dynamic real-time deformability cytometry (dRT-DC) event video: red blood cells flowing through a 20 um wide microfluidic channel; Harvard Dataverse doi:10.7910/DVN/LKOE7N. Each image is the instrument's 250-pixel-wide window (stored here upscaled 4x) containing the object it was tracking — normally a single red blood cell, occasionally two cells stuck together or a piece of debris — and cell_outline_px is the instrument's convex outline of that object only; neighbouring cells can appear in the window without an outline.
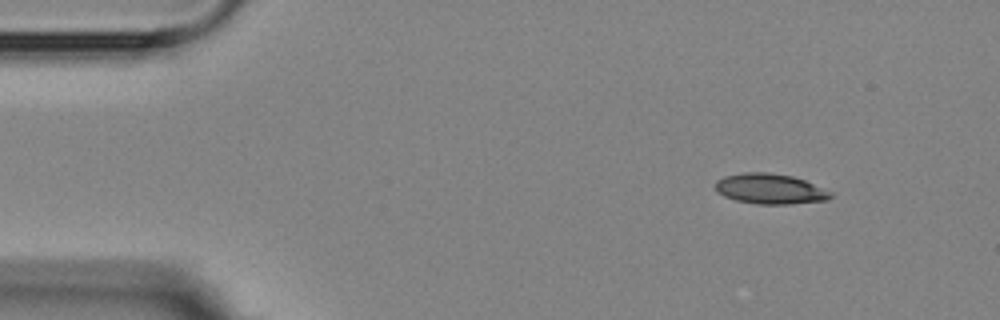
{"species": "Egyptian fruit bat (a non-hibernating species)", "species_latin": "Rousettus aegyptiacus", "temperature_condition": "room temperature", "stored_images_in_passage": 3, "camera_frame_rate_fps": 3000, "um_per_image_px": 0.085, "animal": {"sex": "female"}, "frame": {"image": 1, "passage_image": 1, "time_ms": 0.0, "image_size_px": [1000, 320], "cell_outline_px": [[832, 196], [828, 200], [792, 204], [756, 204], [736, 200], [724, 196], [716, 192], [716, 180], [724, 176], [744, 172], [768, 172], [792, 176], [804, 180], [832, 192]], "centroid_in_image_um": [65.44, 16.05], "position_along_channel_um": 19.6, "area_um2": 20.4}}